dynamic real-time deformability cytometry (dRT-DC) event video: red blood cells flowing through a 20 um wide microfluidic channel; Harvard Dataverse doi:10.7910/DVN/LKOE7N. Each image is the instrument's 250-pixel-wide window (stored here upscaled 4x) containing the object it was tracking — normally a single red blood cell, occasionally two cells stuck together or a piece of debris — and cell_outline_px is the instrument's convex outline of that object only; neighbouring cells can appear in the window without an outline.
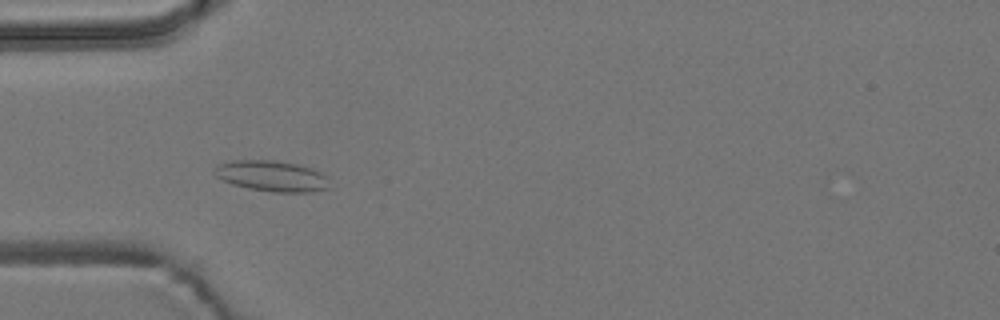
{"species": "common noctule bat (a hibernating species)", "species_latin": "Nyctalus noctula", "temperature_condition": "room temperature", "stored_images_in_passage": 5, "camera_frame_rate_fps": 3000, "um_per_image_px": 0.085, "animal": {"sex": "male", "body_mass_g": 19.2, "forearm_length_mm": 51.8}, "frame": {"image": 1, "passage_image": 4, "time_ms": 5.0, "image_size_px": [1000, 320], "cell_outline_px": [[328, 188], [312, 192], [272, 192], [248, 188], [232, 184], [216, 176], [212, 172], [212, 168], [216, 164], [232, 160], [276, 160], [300, 164], [312, 168], [328, 176]], "centroid_in_image_um": [23.08, 14.95], "position_along_channel_um": 61.9, "area_um2": 20.98}}